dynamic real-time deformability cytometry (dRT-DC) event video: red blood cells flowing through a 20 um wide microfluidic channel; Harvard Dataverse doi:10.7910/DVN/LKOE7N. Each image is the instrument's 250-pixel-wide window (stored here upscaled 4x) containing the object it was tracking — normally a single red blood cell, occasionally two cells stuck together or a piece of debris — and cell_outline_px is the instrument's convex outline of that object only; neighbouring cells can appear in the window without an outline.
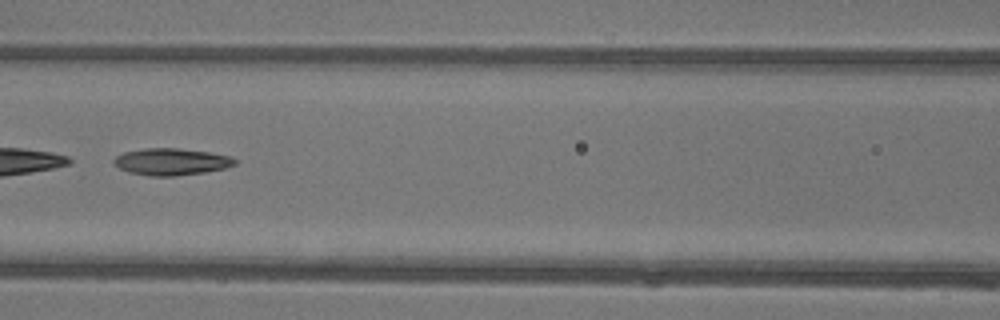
{"species": "common noctule bat (a hibernating species)", "species_latin": "Nyctalus noctula", "temperature_condition": "warm", "stored_images_in_passage": 29, "camera_frame_rate_fps": 3000, "um_per_image_px": 0.085, "animal": {"sex": "female"}, "frame": {"image": 1, "passage_image": 9, "time_ms": 2.667, "image_size_px": [1000, 320], "cell_outline_px": [[236, 164], [224, 168], [204, 172], [172, 176], [148, 176], [128, 172], [120, 168], [112, 160], [116, 156], [124, 152], [144, 148], [176, 148], [208, 152], [228, 156], [236, 160]], "centroid_in_image_um": [14.52, 13.75], "position_along_channel_um": 152.1, "area_um2": 18.73}, "authors_computed_cell_mechanics": {"area_um2": 18.7272, "velocity_mm_per_s": 4.1952, "shape_relaxation_time_tau1_ms": 1.9491, "shape_relaxation_time_tau2_ms": 2.9754, "deformation_change_tau1": 0.2861, "deformation_change_tau2": 0.1067}}